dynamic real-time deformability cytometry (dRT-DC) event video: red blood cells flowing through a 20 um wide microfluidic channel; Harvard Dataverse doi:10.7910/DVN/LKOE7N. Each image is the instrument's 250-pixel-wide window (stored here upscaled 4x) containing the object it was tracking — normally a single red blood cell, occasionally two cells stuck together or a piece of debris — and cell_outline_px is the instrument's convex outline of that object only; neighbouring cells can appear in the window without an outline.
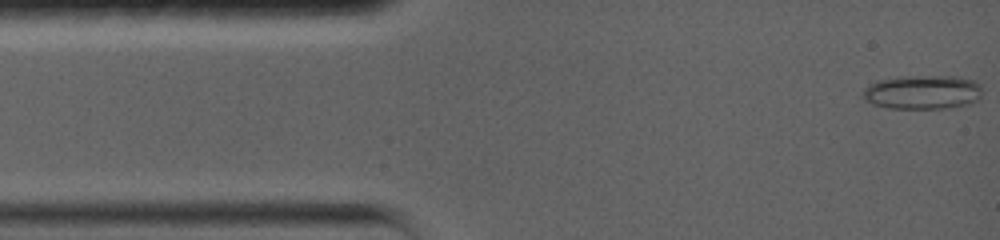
{"species": "common noctule bat (a hibernating species)", "species_latin": "Nyctalus noctula", "temperature_condition": "warm", "stored_images_in_passage": 86, "camera_frame_rate_fps": 5000, "um_per_image_px": 0.085, "animal": {"sex": "female", "body_mass_g": 19.0, "forearm_length_mm": 56.7}, "frame": {"image": 1, "passage_image": 1, "time_ms": 0.0, "image_size_px": [1000, 240], "cell_outline_px": [[980, 96], [976, 100], [964, 104], [944, 108], [888, 108], [872, 104], [864, 100], [860, 92], [864, 88], [876, 80], [900, 76], [956, 76], [972, 80], [980, 84]], "centroid_in_image_um": [78.33, 7.82], "position_along_channel_um": 6.7, "area_um2": 23.7}}
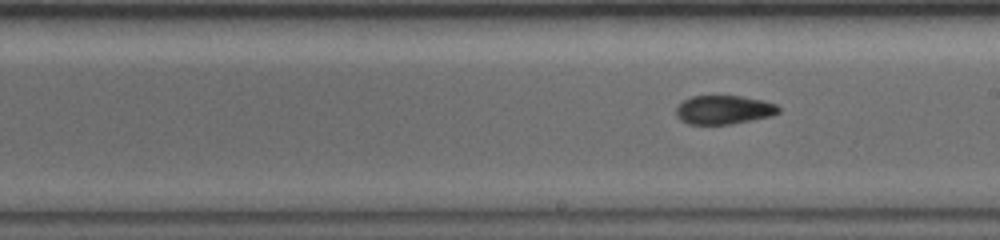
{"frame": {"image": 2, "passage_image": 40, "time_ms": 7.8, "image_size_px": [1000, 240], "cell_outline_px": [[780, 112], [768, 116], [728, 124], [688, 124], [680, 120], [676, 112], [676, 108], [684, 100], [692, 96], [740, 96], [764, 100], [776, 104], [780, 108]], "centroid_in_image_um": [61.51, 9.32], "position_along_channel_um": 227.5, "area_um2": 16.94}}
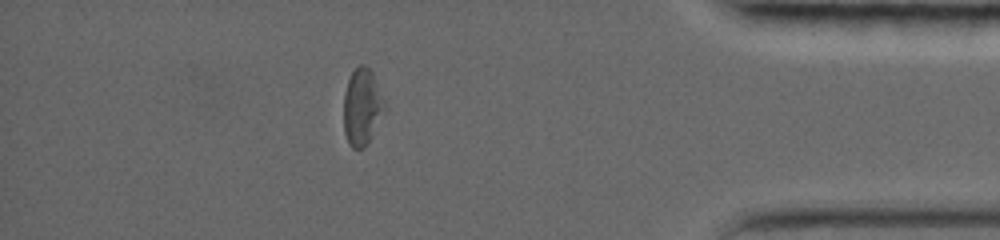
{"frame": {"image": 3, "passage_image": 68, "time_ms": 13.4, "image_size_px": [1000, 240], "cell_outline_px": [[376, 112], [364, 144], [360, 148], [356, 148], [348, 140], [344, 128], [344, 96], [348, 80], [352, 72], [360, 64], [364, 64], [372, 72], [376, 108]], "centroid_in_image_um": [30.54, 8.98], "position_along_channel_um": 404.7, "area_um2": 14.74}, "authors_computed_cell_mechanics": {"area_um2": 16.9065, "velocity_mm_per_s": 3.8178, "shape_relaxation_time_tau1_ms": 7.506, "shape_relaxation_time_tau2_ms": 5.9291, "deformation_change_tau1": 0.175, "deformation_change_tau2": 0.1231}}